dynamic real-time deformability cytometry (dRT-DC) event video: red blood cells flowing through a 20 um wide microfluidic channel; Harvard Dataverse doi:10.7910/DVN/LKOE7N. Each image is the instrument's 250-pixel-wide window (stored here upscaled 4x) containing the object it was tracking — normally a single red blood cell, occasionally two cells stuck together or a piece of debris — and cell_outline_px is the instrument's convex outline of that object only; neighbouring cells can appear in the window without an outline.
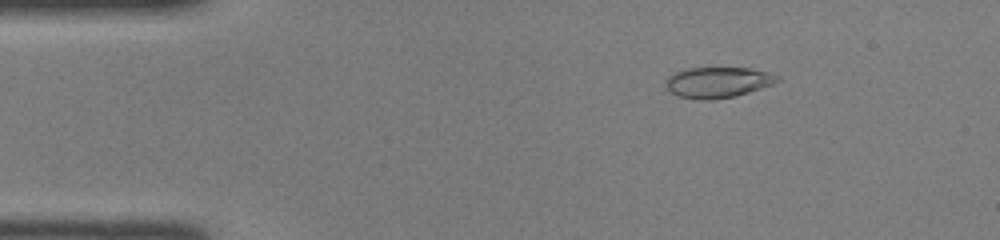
{"species": "common noctule bat (a hibernating species)", "species_latin": "Nyctalus noctula", "temperature_condition": "room temperature", "stored_images_in_passage": 44, "camera_frame_rate_fps": 3000, "um_per_image_px": 0.085, "animal": {"sex": "female", "body_mass_g": 22.0, "forearm_length_mm": 56.7}, "frame": {"image": 1, "passage_image": 5, "time_ms": 1.333, "image_size_px": [1000, 240], "cell_outline_px": [[780, 80], [772, 84], [736, 96], [708, 100], [680, 96], [672, 92], [668, 88], [668, 76], [684, 68], [748, 68], [780, 76]], "centroid_in_image_um": [61.04, 6.99], "position_along_channel_um": 24.0, "area_um2": 19.42}}
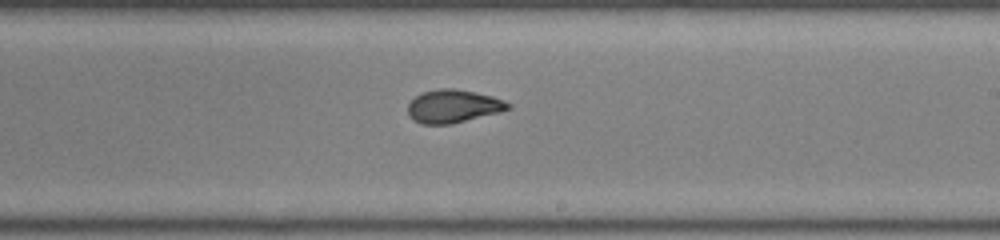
{"frame": {"image": 2, "passage_image": 25, "time_ms": 8.0, "image_size_px": [1000, 240], "cell_outline_px": [[512, 108], [500, 112], [452, 124], [420, 124], [412, 120], [408, 116], [408, 104], [420, 92], [440, 88], [452, 88], [476, 92], [492, 96], [504, 100], [512, 104]], "centroid_in_image_um": [38.52, 9.03], "position_along_channel_um": 250.5, "area_um2": 19.59}}
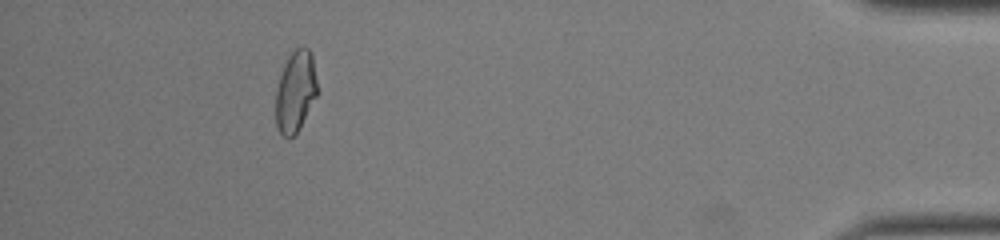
{"frame": {"image": 3, "passage_image": 40, "time_ms": 13.0, "image_size_px": [1000, 240], "cell_outline_px": [[316, 96], [296, 132], [288, 140], [280, 132], [276, 124], [276, 88], [284, 64], [288, 56], [296, 48], [308, 48], [312, 52], [316, 80]], "centroid_in_image_um": [25.09, 7.75], "position_along_channel_um": 410.1, "area_um2": 19.25}}